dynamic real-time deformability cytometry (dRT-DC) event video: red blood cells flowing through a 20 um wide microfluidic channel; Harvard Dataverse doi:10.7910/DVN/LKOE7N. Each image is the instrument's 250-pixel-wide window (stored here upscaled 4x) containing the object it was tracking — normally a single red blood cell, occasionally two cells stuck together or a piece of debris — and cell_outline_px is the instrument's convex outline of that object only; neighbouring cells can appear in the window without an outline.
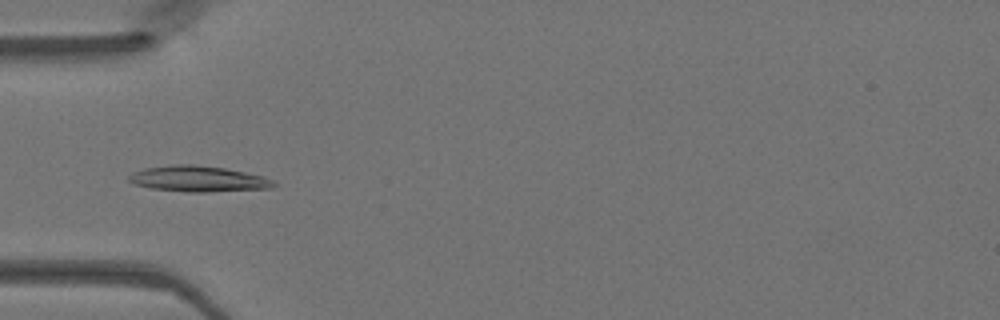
{"species": "Egyptian fruit bat (a non-hibernating species)", "species_latin": "Rousettus aegyptiacus", "temperature_condition": "warm", "stored_images_in_passage": 49, "camera_frame_rate_fps": 3000, "um_per_image_px": 0.085, "animal": {"sex": "female"}, "frame": {"image": 1, "passage_image": 16, "time_ms": 5.0, "image_size_px": [1000, 320], "cell_outline_px": [[276, 184], [272, 188], [208, 192], [188, 192], [152, 188], [136, 184], [128, 180], [128, 176], [132, 172], [144, 168], [172, 164], [196, 164], [224, 168], [264, 176], [272, 180]], "centroid_in_image_um": [16.85, 15.19], "position_along_channel_um": 68.2, "area_um2": 21.79}}
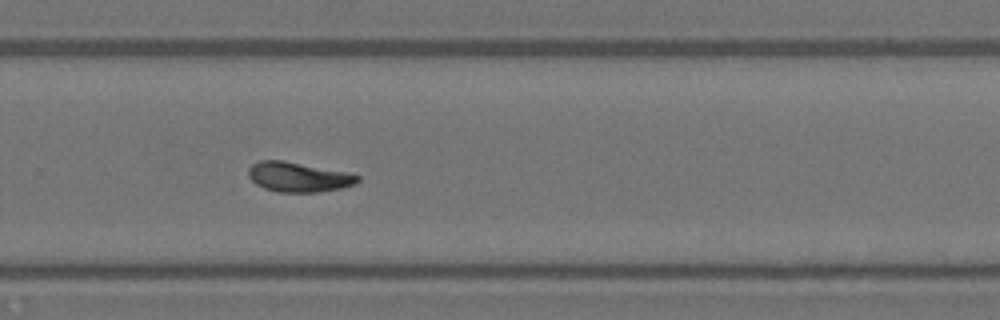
{"frame": {"image": 2, "passage_image": 33, "time_ms": 10.667, "image_size_px": [1000, 320], "cell_outline_px": [[360, 180], [356, 184], [340, 188], [320, 192], [276, 192], [264, 188], [256, 184], [248, 176], [248, 168], [252, 164], [260, 160], [284, 160], [348, 172], [360, 176]], "centroid_in_image_um": [25.37, 15.04], "position_along_channel_um": 304.4, "area_um2": 19.13}}
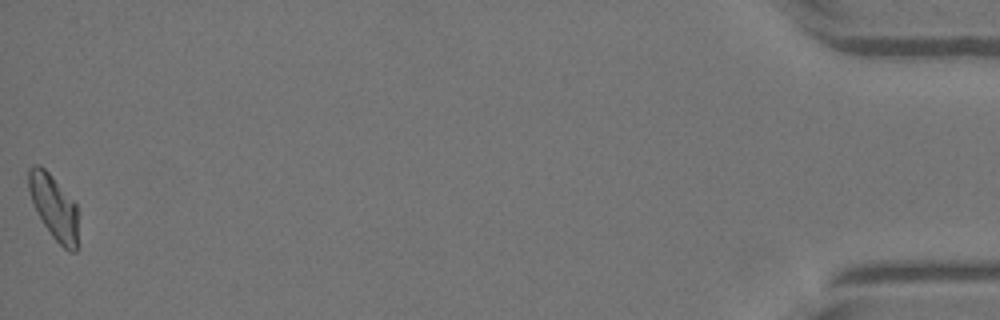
{"frame": {"image": 3, "passage_image": 49, "time_ms": 16.0, "image_size_px": [1000, 320], "cell_outline_px": [[80, 248], [76, 252], [68, 252], [52, 236], [44, 224], [32, 200], [28, 188], [28, 168], [32, 164], [40, 164], [52, 176], [76, 204]], "centroid_in_image_um": [4.63, 17.65], "position_along_channel_um": 430.6, "area_um2": 18.79}}